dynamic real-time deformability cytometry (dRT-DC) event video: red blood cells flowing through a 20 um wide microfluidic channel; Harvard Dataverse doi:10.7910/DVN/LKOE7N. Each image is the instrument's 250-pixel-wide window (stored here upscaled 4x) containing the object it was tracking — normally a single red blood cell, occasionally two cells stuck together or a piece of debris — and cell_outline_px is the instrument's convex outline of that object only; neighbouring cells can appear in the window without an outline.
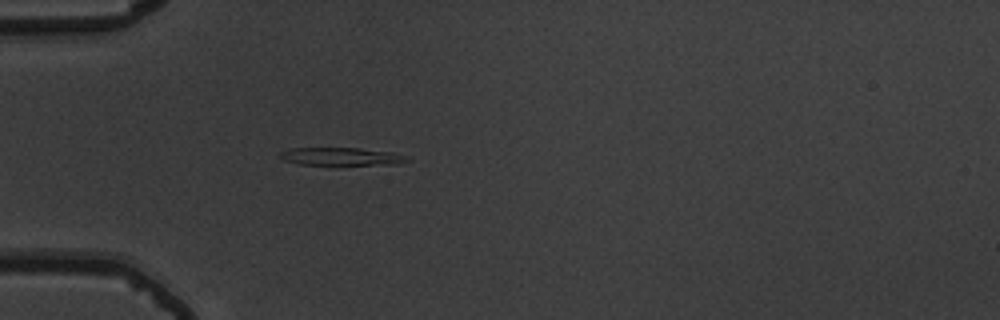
{"species": "common noctule bat (a hibernating species)", "species_latin": "Nyctalus noctula", "temperature_condition": "warm", "stored_images_in_passage": 34, "segment_of_instrument_passage": [1, 2], "camera_frame_rate_fps": 3000, "um_per_image_px": 0.085, "animal": {"sex": "male", "body_mass_g": 19.5, "forearm_length_mm": 54.6}, "frame": {"image": 1, "passage_image": 1, "time_ms": 0.0, "image_size_px": [1000, 320], "cell_outline_px": [[412, 160], [396, 164], [300, 164], [284, 160], [280, 156], [280, 152], [288, 148], [360, 148], [392, 152], [408, 156]], "centroid_in_image_um": [29.05, 13.29], "position_along_channel_um": 56.0, "area_um2": 13.06}}
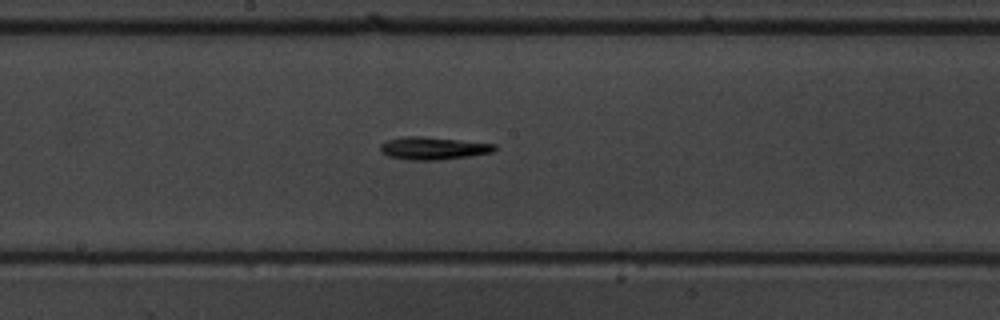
{"frame": {"image": 2, "passage_image": 14, "time_ms": 4.333, "image_size_px": [1000, 320], "cell_outline_px": [[496, 148], [492, 152], [468, 156], [436, 160], [408, 160], [388, 156], [380, 152], [380, 144], [388, 140], [404, 136], [420, 136], [496, 144]], "centroid_in_image_um": [36.77, 12.6], "position_along_channel_um": 211.4, "area_um2": 14.91}}
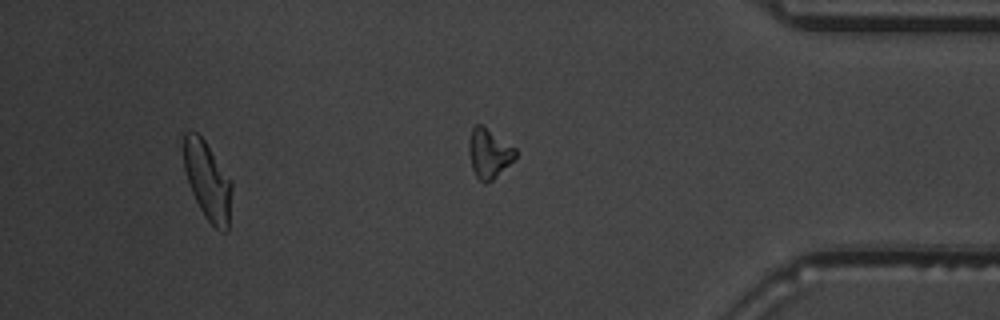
{"frame": {"image": 3, "passage_image": 30, "time_ms": 9.667, "image_size_px": [1000, 320], "cell_outline_px": [[232, 188], [228, 232], [224, 232], [216, 228], [204, 216], [192, 192], [184, 168], [184, 132], [196, 132], [204, 140], [232, 180]], "centroid_in_image_um": [17.67, 15.39], "position_along_channel_um": 417.5, "area_um2": 21.73}}